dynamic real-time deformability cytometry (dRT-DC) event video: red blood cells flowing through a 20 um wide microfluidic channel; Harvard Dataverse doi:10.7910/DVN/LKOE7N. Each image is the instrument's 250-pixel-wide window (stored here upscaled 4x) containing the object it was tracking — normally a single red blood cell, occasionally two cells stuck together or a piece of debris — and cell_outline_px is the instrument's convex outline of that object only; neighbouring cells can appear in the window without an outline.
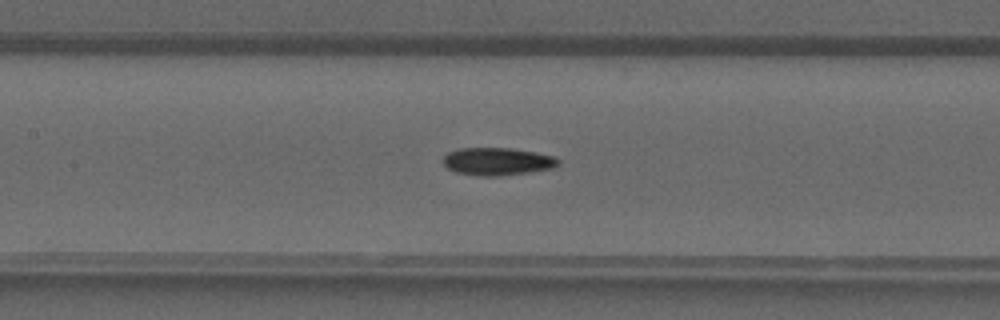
{"species": "common noctule bat (a hibernating species)", "species_latin": "Nyctalus noctula", "temperature_condition": "warm", "stored_images_in_passage": 39, "camera_frame_rate_fps": 3000, "um_per_image_px": 0.085, "animal": {"sex": "male", "forearm_length_mm": 52.5}, "frame": {"image": 1, "passage_image": 19, "time_ms": 6.0, "image_size_px": [1000, 320], "cell_outline_px": [[560, 164], [552, 168], [528, 172], [500, 176], [480, 176], [456, 172], [448, 168], [444, 164], [444, 156], [448, 152], [460, 148], [512, 148], [536, 152], [556, 156], [560, 160]], "centroid_in_image_um": [42.31, 13.72], "position_along_channel_um": 165.1, "area_um2": 18.61}}
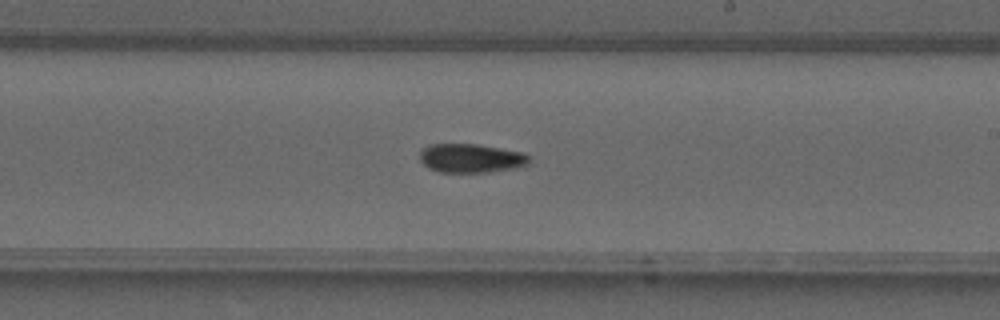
{"frame": {"image": 2, "passage_image": 24, "time_ms": 7.667, "image_size_px": [1000, 320], "cell_outline_px": [[528, 164], [516, 168], [488, 172], [440, 172], [428, 168], [420, 160], [420, 152], [428, 144], [476, 144], [524, 152], [528, 156]], "centroid_in_image_um": [40.02, 13.45], "position_along_channel_um": 249.0, "area_um2": 18.38}}
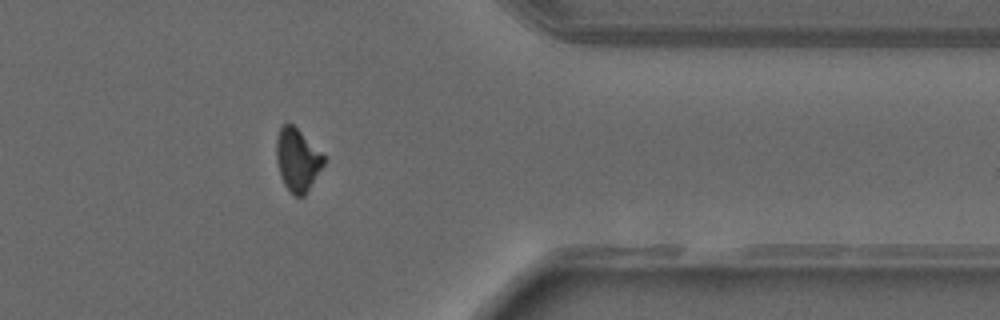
{"frame": {"image": 3, "passage_image": 33, "time_ms": 10.667, "image_size_px": [1000, 320], "cell_outline_px": [[324, 164], [304, 196], [296, 196], [284, 184], [280, 176], [276, 160], [276, 136], [280, 128], [288, 120], [324, 156]], "centroid_in_image_um": [25.24, 13.57], "position_along_channel_um": 386.2, "area_um2": 16.99}}